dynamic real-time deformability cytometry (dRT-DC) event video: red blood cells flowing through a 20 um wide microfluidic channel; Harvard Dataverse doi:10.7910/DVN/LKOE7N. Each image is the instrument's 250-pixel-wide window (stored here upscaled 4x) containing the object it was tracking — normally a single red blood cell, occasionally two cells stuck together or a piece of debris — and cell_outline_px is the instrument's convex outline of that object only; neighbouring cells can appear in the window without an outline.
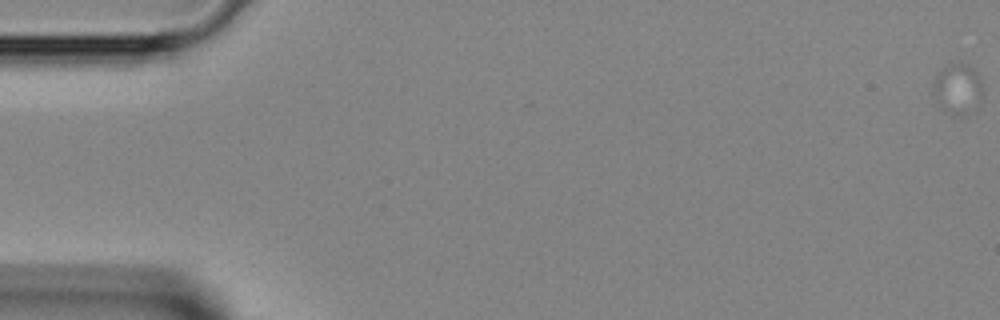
{"species": "Egyptian fruit bat (a non-hibernating species)", "species_latin": "Rousettus aegyptiacus", "temperature_condition": "room temperature", "stored_images_in_passage": 4, "camera_frame_rate_fps": 3000, "um_per_image_px": 0.085, "animal": {"sex": "female"}, "frame": {"image": 1, "passage_image": 1, "time_ms": 0.0, "image_size_px": [1000, 320], "cell_outline_px": [[980, 108], [940, 100], [932, 92], [932, 84], [936, 76], [948, 64], [964, 64], [972, 68], [980, 76]], "centroid_in_image_um": [81.44, 7.26], "position_along_channel_um": 3.6, "area_um2": 11.85}}